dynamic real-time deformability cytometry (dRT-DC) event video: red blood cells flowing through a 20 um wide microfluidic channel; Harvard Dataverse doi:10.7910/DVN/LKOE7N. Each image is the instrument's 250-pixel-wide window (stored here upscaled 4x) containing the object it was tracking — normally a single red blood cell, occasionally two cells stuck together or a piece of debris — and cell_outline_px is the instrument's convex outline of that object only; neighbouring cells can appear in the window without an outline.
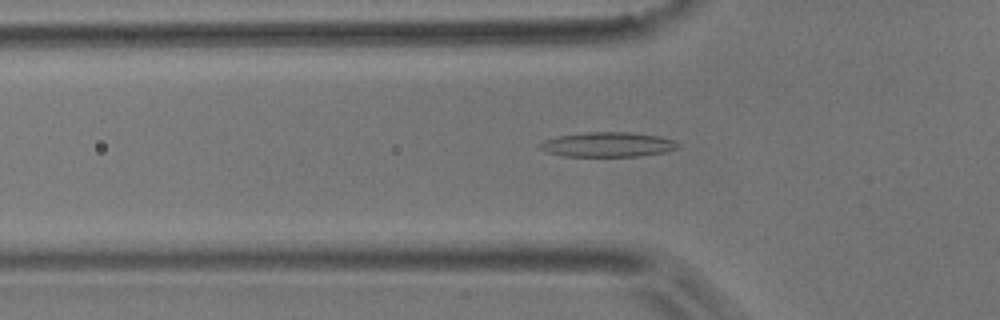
{"species": "common noctule bat (a hibernating species)", "species_latin": "Nyctalus noctula", "temperature_condition": "room temperature", "stored_images_in_passage": 55, "camera_frame_rate_fps": 3000, "um_per_image_px": 0.085, "animal": {"sex": "male", "body_mass_g": 17.9}, "frame": {"image": 1, "passage_image": 18, "time_ms": 5.667, "image_size_px": [1000, 320], "cell_outline_px": [[680, 144], [676, 148], [664, 152], [640, 156], [564, 156], [544, 152], [540, 148], [540, 144], [544, 140], [560, 136], [584, 132], [632, 132], [660, 136], [672, 140]], "centroid_in_image_um": [51.65, 12.28], "position_along_channel_um": 74.2, "area_um2": 19.83}}
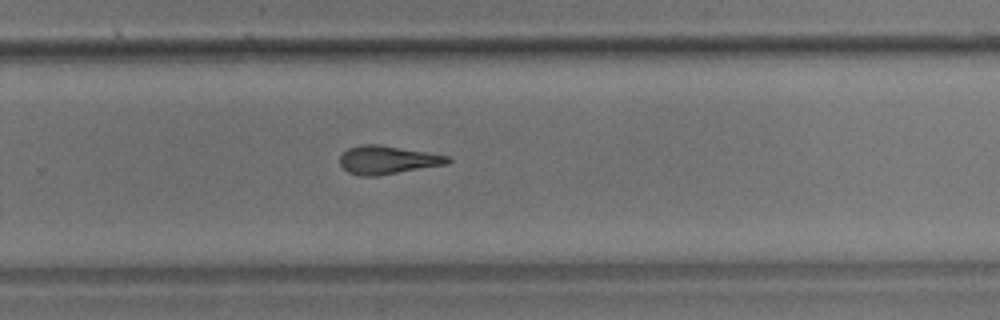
{"frame": {"image": 2, "passage_image": 36, "time_ms": 11.667, "image_size_px": [1000, 320], "cell_outline_px": [[452, 160], [448, 164], [376, 176], [364, 176], [348, 172], [340, 164], [340, 156], [348, 148], [360, 144], [380, 144], [448, 156]], "centroid_in_image_um": [32.93, 13.59], "position_along_channel_um": 296.9, "area_um2": 17.69}}
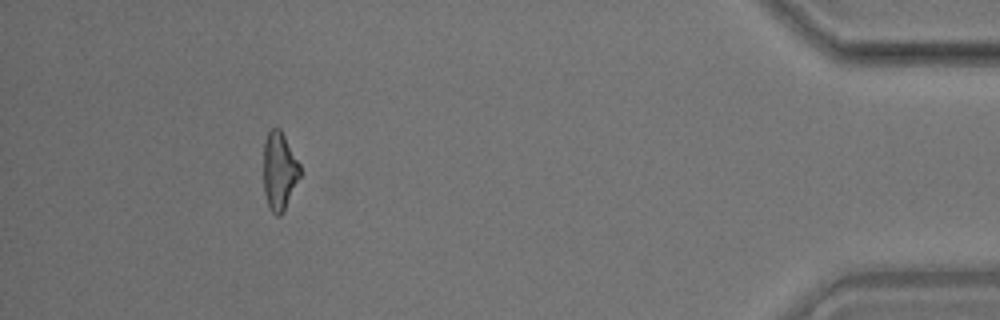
{"frame": {"image": 3, "passage_image": 50, "time_ms": 16.333, "image_size_px": [1000, 320], "cell_outline_px": [[300, 176], [284, 212], [280, 216], [276, 216], [268, 208], [264, 192], [264, 140], [268, 132], [272, 128], [280, 128], [300, 164]], "centroid_in_image_um": [23.74, 14.56], "position_along_channel_um": 411.5, "area_um2": 16.7}, "authors_computed_cell_mechanics": {"area_um2": 17.8602, "velocity_mm_per_s": 3.7045, "shape_relaxation_time_tau1_ms": null, "shape_relaxation_time_tau2_ms": 4.9652, "deformation_change_tau1": null, "deformation_change_tau2": 0.1613}}